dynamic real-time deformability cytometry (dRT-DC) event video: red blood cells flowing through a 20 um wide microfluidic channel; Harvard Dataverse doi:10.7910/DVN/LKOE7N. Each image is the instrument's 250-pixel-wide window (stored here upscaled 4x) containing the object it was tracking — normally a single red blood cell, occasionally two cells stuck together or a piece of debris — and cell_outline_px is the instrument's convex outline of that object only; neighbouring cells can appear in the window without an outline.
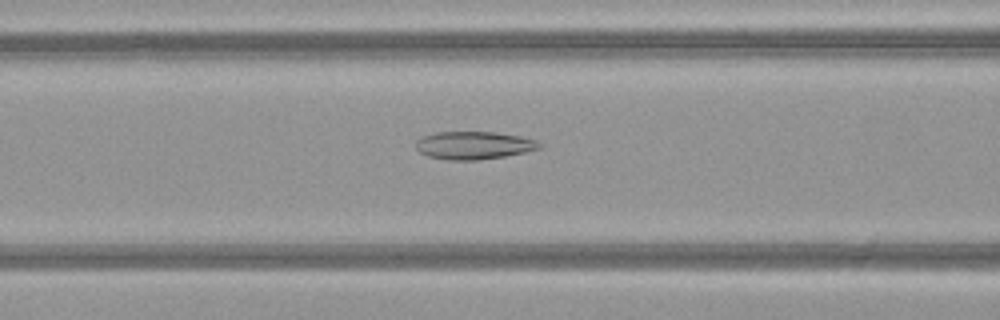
{"species": "common noctule bat (a hibernating species)", "species_latin": "Nyctalus noctula", "temperature_condition": "warm", "stored_images_in_passage": 50, "camera_frame_rate_fps": 3000, "um_per_image_px": 0.085, "animal": {"sex": "female", "body_mass_g": 21.9}, "frame": {"image": 1, "passage_image": 21, "time_ms": 6.667, "image_size_px": [1000, 320], "cell_outline_px": [[540, 148], [524, 152], [504, 156], [476, 160], [448, 160], [428, 156], [420, 152], [416, 148], [416, 140], [424, 136], [436, 132], [496, 132], [520, 136], [536, 140], [540, 144]], "centroid_in_image_um": [40.25, 12.35], "position_along_channel_um": 126.3, "area_um2": 19.88}}
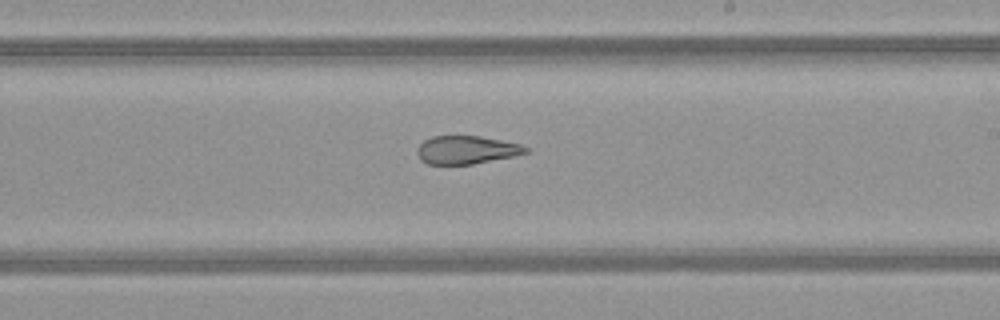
{"frame": {"image": 2, "passage_image": 30, "time_ms": 9.667, "image_size_px": [1000, 320], "cell_outline_px": [[528, 152], [516, 156], [472, 164], [428, 164], [420, 160], [416, 152], [416, 148], [424, 140], [432, 136], [480, 136], [520, 144], [528, 148]], "centroid_in_image_um": [39.63, 12.74], "position_along_channel_um": 249.4, "area_um2": 17.86}}
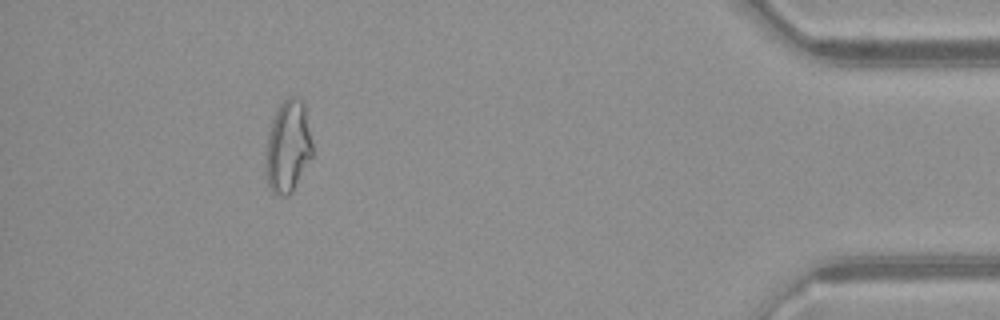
{"frame": {"image": 3, "passage_image": 46, "time_ms": 15.0, "image_size_px": [1000, 320], "cell_outline_px": [[312, 156], [292, 192], [288, 196], [284, 196], [272, 192], [268, 184], [264, 156], [268, 136], [272, 120], [280, 104], [288, 96], [296, 96], [304, 100], [312, 144]], "centroid_in_image_um": [24.47, 12.44], "position_along_channel_um": 410.7, "area_um2": 25.14}, "authors_computed_cell_mechanics": {"area_um2": 23.7558, "velocity_mm_per_s": 4.0961, "shape_relaxation_time_tau1_ms": null, "shape_relaxation_time_tau2_ms": 2.2242, "deformation_change_tau1": null, "deformation_change_tau2": 0.1015}}